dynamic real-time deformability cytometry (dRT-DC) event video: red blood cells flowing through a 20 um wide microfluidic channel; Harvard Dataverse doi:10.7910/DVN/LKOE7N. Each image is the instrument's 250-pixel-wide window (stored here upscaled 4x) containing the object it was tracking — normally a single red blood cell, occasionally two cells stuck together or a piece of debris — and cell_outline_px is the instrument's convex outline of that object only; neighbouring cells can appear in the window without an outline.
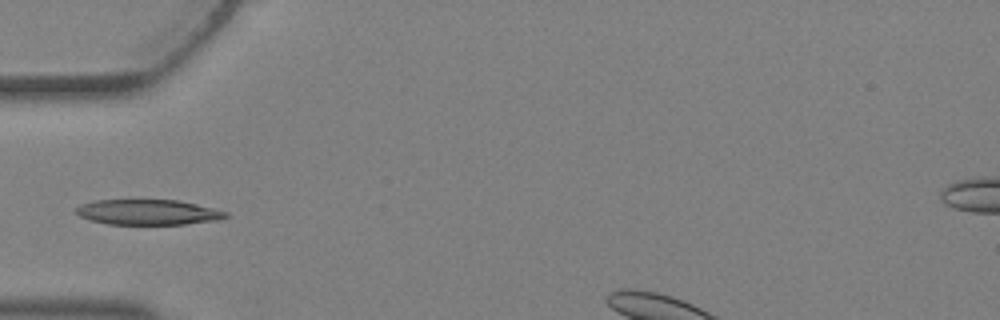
{"species": "Egyptian fruit bat (a non-hibernating species)", "species_latin": "Rousettus aegyptiacus", "temperature_condition": "warm", "stored_images_in_passage": 5, "camera_frame_rate_fps": 3000, "um_per_image_px": 0.085, "animal": {"sex": "female"}, "frame": {"image": 1, "passage_image": 5, "time_ms": 1.333, "image_size_px": [1000, 320], "cell_outline_px": [[228, 216], [224, 220], [184, 224], [108, 224], [88, 220], [80, 216], [76, 212], [76, 208], [80, 204], [96, 200], [180, 200], [228, 212]], "centroid_in_image_um": [12.61, 18.04], "position_along_channel_um": 72.4, "area_um2": 22.2}}